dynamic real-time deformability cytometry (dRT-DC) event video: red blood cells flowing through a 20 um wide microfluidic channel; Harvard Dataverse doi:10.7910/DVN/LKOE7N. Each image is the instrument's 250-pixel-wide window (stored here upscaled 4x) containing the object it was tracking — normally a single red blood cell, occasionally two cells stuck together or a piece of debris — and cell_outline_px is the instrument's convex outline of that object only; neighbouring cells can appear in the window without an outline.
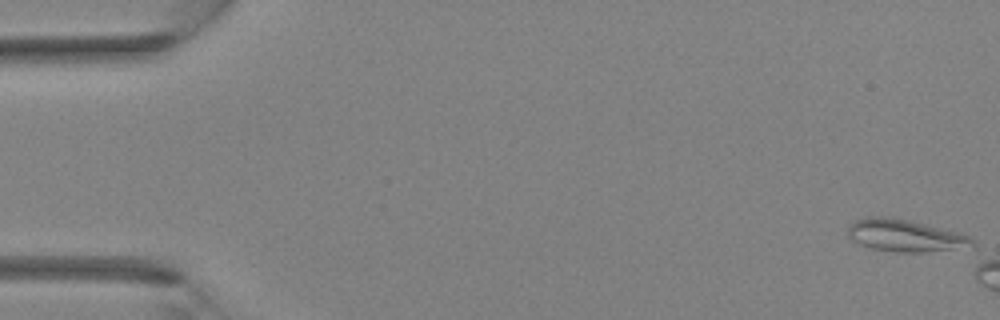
{"species": "Egyptian fruit bat (a non-hibernating species)", "species_latin": "Rousettus aegyptiacus", "temperature_condition": "room temperature", "stored_images_in_passage": 6, "camera_frame_rate_fps": 3000, "um_per_image_px": 0.085, "animal": {"sex": "female"}, "frame": {"image": 1, "passage_image": 1, "time_ms": 0.0, "image_size_px": [1000, 320], "cell_outline_px": [[976, 248], [928, 252], [896, 252], [872, 248], [860, 244], [852, 240], [848, 236], [848, 224], [856, 220], [868, 216], [880, 216], [908, 220], [960, 232], [976, 240]], "centroid_in_image_um": [77.03, 20.04], "position_along_channel_um": 8.0, "area_um2": 23.76}}